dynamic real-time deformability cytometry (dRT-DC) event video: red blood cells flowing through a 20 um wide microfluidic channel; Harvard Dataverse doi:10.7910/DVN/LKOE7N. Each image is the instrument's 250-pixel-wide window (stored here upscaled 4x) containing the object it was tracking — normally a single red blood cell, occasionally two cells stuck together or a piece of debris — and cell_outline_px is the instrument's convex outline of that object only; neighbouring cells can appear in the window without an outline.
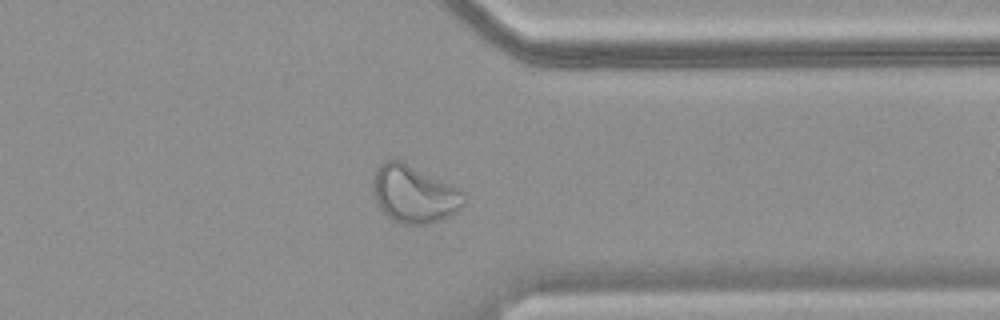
{"species": "common noctule bat (a hibernating species)", "species_latin": "Nyctalus noctula", "temperature_condition": "warm", "stored_images_in_passage": 70, "camera_frame_rate_fps": 3000, "um_per_image_px": 0.085, "animal": {"sex": "female", "body_mass_g": 18.4}, "frame": {"image": 1, "passage_image": 56, "time_ms": 18.333, "image_size_px": [1000, 320], "cell_outline_px": [[464, 204], [456, 212], [440, 220], [428, 224], [400, 224], [392, 220], [380, 208], [372, 192], [372, 176], [376, 168], [384, 160], [400, 160], [464, 192]], "centroid_in_image_um": [35.14, 16.51], "position_along_channel_um": 376.3, "area_um2": 30.17}}
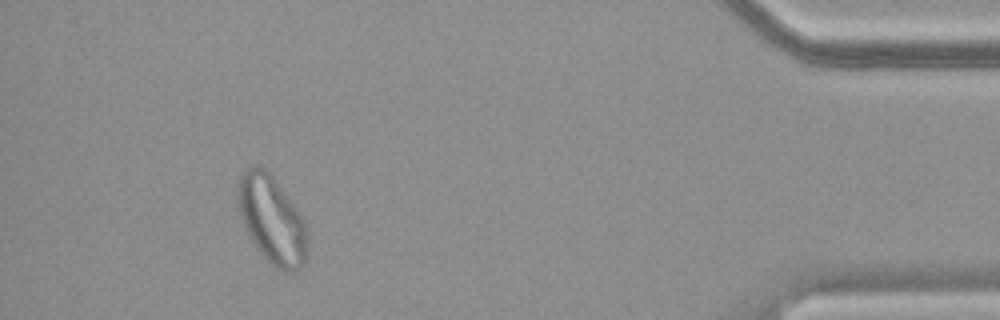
{"frame": {"image": 2, "passage_image": 65, "time_ms": 21.333, "image_size_px": [1000, 320], "cell_outline_px": [[308, 244], [304, 260], [300, 268], [292, 272], [288, 272], [276, 268], [260, 252], [252, 240], [240, 216], [240, 176], [248, 168], [264, 168], [272, 176], [308, 224]], "centroid_in_image_um": [23.18, 18.74], "position_along_channel_um": 412.0, "area_um2": 34.51}}